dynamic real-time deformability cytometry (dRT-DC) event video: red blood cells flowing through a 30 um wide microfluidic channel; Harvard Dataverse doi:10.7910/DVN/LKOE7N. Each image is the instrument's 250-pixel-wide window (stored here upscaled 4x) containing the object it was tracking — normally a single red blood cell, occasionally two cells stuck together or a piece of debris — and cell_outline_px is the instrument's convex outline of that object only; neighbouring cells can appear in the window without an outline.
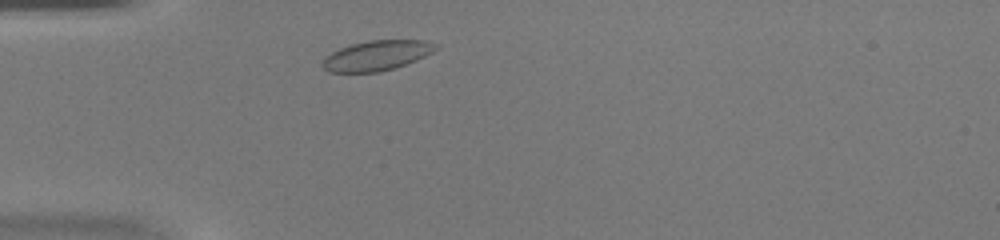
{"species": "common noctule bat (a hibernating species)", "species_latin": "Nyctalus noctula", "temperature_condition": "warm", "stored_images_in_passage": 38, "camera_frame_rate_fps": 3000, "um_per_image_px": 0.085, "animal": {"sex": "female", "body_mass_g": 20.0, "forearm_length_mm": 54.0}, "frame": {"image": 1, "passage_image": 3, "time_ms": 0.667, "image_size_px": [1000, 240], "cell_outline_px": [[440, 44], [432, 52], [416, 60], [396, 68], [380, 72], [328, 72], [320, 64], [332, 52], [340, 48], [352, 44], [368, 40], [424, 40]], "centroid_in_image_um": [32.04, 4.72], "position_along_channel_um": 53.0, "area_um2": 19.77}}
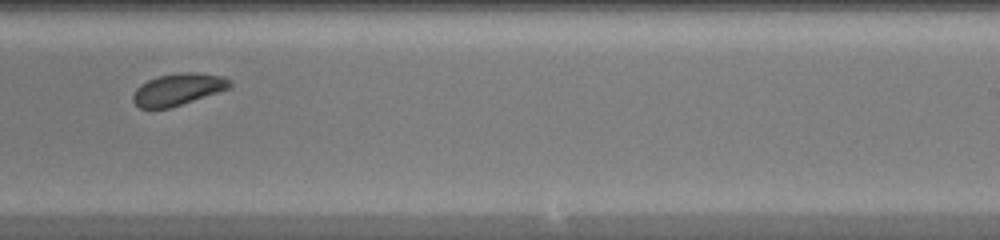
{"frame": {"image": 2, "passage_image": 20, "time_ms": 6.333, "image_size_px": [1000, 240], "cell_outline_px": [[232, 88], [168, 108], [140, 108], [132, 100], [132, 96], [136, 88], [140, 84], [156, 76], [180, 72], [192, 72], [224, 76], [232, 80]], "centroid_in_image_um": [15.15, 7.58], "position_along_channel_um": 273.8, "area_um2": 18.09}}
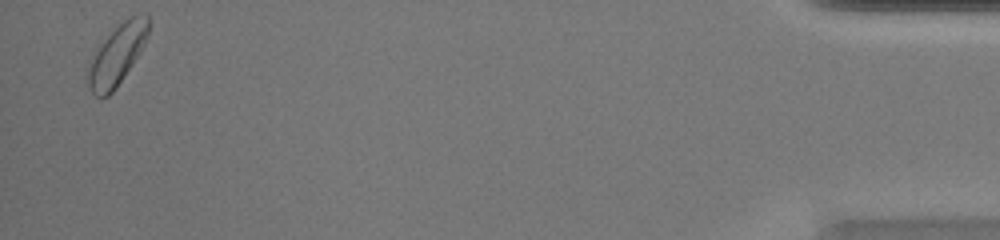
{"frame": {"image": 3, "passage_image": 37, "time_ms": 12.0, "image_size_px": [1000, 240], "cell_outline_px": [[148, 36], [140, 52], [116, 88], [108, 96], [96, 96], [92, 92], [84, 80], [84, 76], [92, 56], [100, 44], [124, 20], [132, 16], [144, 12], [148, 16]], "centroid_in_image_um": [9.91, 4.69], "position_along_channel_um": 425.3, "area_um2": 21.1}, "authors_computed_cell_mechanics": {"area_um2": 18.9295, "velocity_mm_per_s": 4.1333, "shape_relaxation_time_tau1_ms": 9.815, "shape_relaxation_time_tau2_ms": null, "deformation_change_tau1": 0.1859, "deformation_change_tau2": null}}